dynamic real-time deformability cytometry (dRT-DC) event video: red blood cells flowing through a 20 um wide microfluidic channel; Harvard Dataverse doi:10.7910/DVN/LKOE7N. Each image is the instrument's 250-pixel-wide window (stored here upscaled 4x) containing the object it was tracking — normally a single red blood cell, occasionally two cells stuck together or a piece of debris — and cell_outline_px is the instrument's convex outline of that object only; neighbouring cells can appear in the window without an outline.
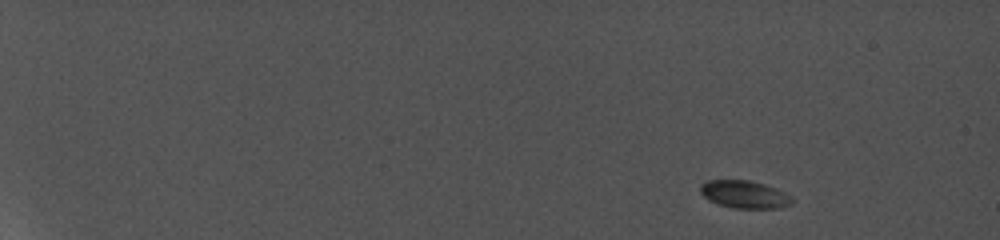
{"species": "common noctule bat (a hibernating species)", "species_latin": "Nyctalus noctula", "temperature_condition": "cold", "stored_images_in_passage": 11, "camera_frame_rate_fps": 5000, "um_per_image_px": 0.085, "animal": {"sex": "female", "body_mass_g": 19.0, "forearm_length_mm": 56.7}, "frame": {"image": 1, "passage_image": 1, "time_ms": 0.0, "image_size_px": [1000, 240], "cell_outline_px": [[792, 204], [780, 208], [732, 208], [716, 204], [708, 200], [700, 192], [700, 188], [708, 180], [744, 180], [760, 184], [772, 188], [788, 196], [792, 200]], "centroid_in_image_um": [63.21, 16.55], "position_along_channel_um": 21.8, "area_um2": 14.28}}
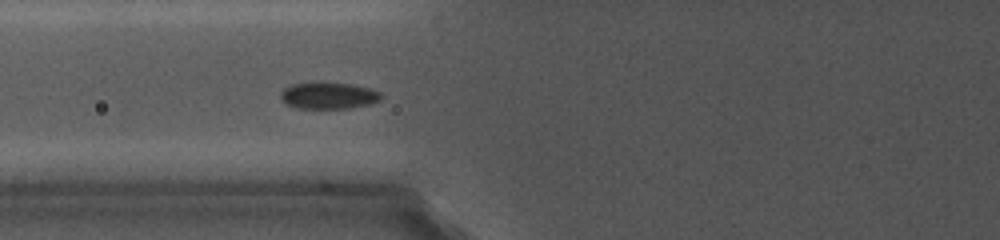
{"frame": {"image": 2, "passage_image": 9, "time_ms": 7.0, "image_size_px": [1000, 240], "cell_outline_px": [[380, 100], [368, 104], [348, 108], [296, 108], [288, 104], [280, 96], [284, 88], [292, 84], [312, 80], [316, 80], [348, 84], [368, 88], [380, 92]], "centroid_in_image_um": [27.87, 8.09], "position_along_channel_um": 97.9, "area_um2": 15.66}}
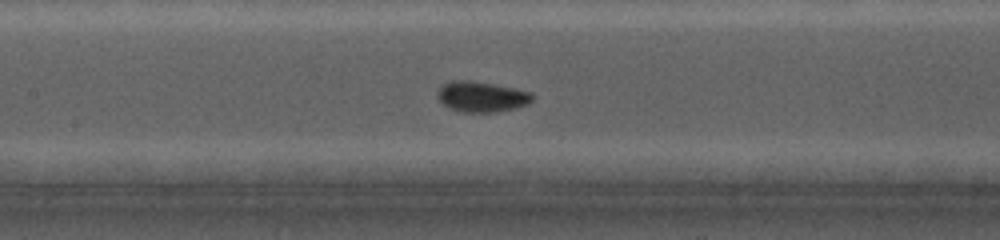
{"frame": {"image": 3, "passage_image": 11, "time_ms": 8.8, "image_size_px": [1000, 240], "cell_outline_px": [[532, 100], [528, 104], [496, 112], [464, 112], [452, 108], [444, 104], [440, 100], [440, 88], [444, 84], [460, 80], [488, 84], [528, 92], [532, 96]], "centroid_in_image_um": [40.94, 8.25], "position_along_channel_um": 166.5, "area_um2": 15.72}}